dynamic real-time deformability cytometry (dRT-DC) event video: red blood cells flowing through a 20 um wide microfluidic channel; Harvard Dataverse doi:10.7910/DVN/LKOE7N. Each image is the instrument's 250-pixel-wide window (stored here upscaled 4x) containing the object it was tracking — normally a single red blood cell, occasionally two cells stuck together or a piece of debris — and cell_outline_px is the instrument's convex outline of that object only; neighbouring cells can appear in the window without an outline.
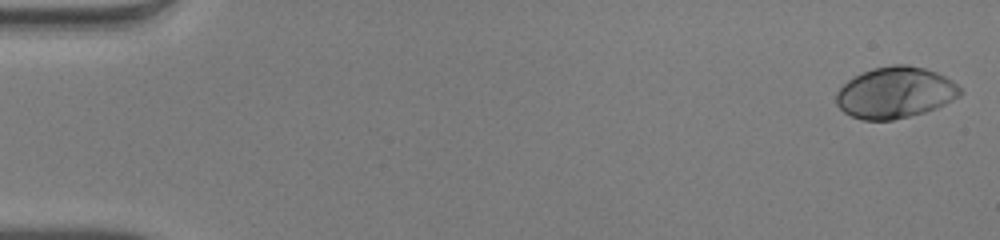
{"species": "human", "species_latin": "Homo sapiens", "temperature_condition": "warm", "stored_images_in_passage": 50, "camera_frame_rate_fps": 3000, "um_per_image_px": 0.085, "donor": {"sex": "male"}, "frame": {"image": 1, "passage_image": 1, "time_ms": 0.0, "image_size_px": [1000, 240], "cell_outline_px": [[964, 92], [960, 96], [936, 108], [924, 112], [892, 120], [860, 120], [844, 112], [836, 104], [836, 92], [848, 80], [872, 68], [892, 64], [908, 64], [924, 68], [936, 72], [952, 80]], "centroid_in_image_um": [76.09, 7.87], "position_along_channel_um": 8.9, "area_um2": 36.99}}
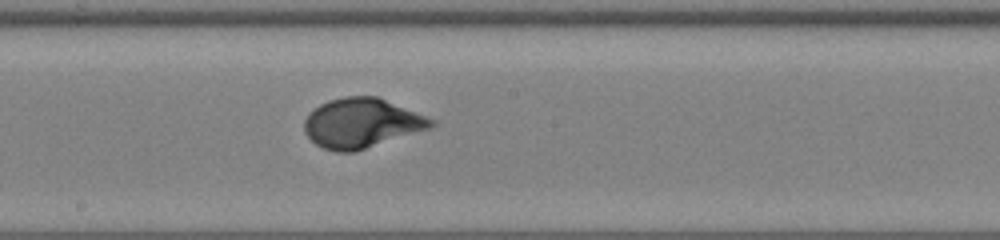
{"frame": {"image": 2, "passage_image": 28, "time_ms": 9.0, "image_size_px": [1000, 240], "cell_outline_px": [[436, 124], [432, 128], [356, 152], [336, 152], [324, 148], [316, 144], [304, 132], [304, 120], [308, 112], [320, 104], [328, 100], [344, 96], [376, 96], [436, 120]], "centroid_in_image_um": [30.74, 10.47], "position_along_channel_um": 217.5, "area_um2": 36.93}}
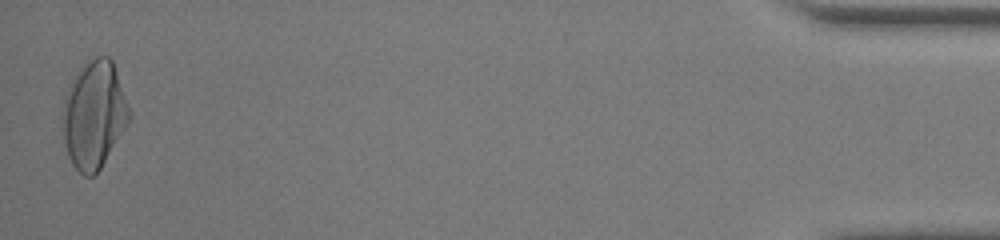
{"frame": {"image": 3, "passage_image": 50, "time_ms": 16.333, "image_size_px": [1000, 240], "cell_outline_px": [[132, 116], [128, 124], [100, 168], [92, 176], [84, 176], [72, 164], [68, 156], [64, 140], [64, 100], [68, 88], [72, 80], [80, 68], [88, 60], [96, 56], [108, 56], [112, 60]], "centroid_in_image_um": [8.01, 9.74], "position_along_channel_um": 427.2, "area_um2": 41.04}, "authors_computed_cell_mechanics": {"area_um2": 36.2406, "velocity_mm_per_s": 4.078, "shape_relaxation_time_tau1_ms": 3.0481, "shape_relaxation_time_tau2_ms": null, "deformation_change_tau1": 0.2084, "deformation_change_tau2": null}}